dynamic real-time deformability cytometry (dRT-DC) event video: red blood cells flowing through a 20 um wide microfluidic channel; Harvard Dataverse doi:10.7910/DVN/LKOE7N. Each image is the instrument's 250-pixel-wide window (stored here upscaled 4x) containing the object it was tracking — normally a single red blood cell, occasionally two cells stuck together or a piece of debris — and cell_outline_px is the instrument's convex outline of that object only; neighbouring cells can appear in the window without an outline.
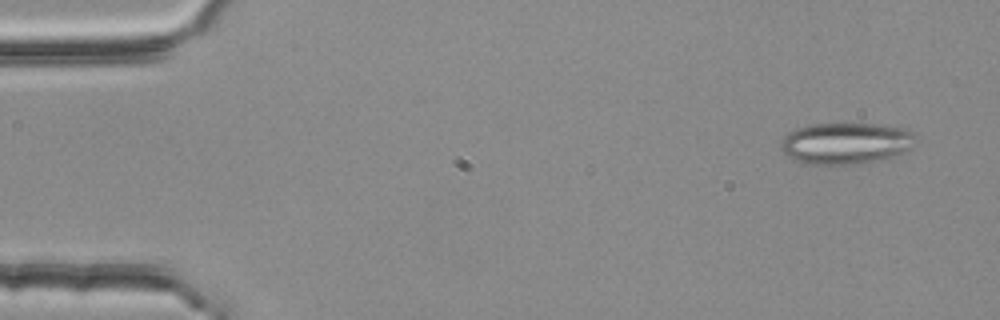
{"species": "common noctule bat (a hibernating species)", "species_latin": "Nyctalus noctula", "temperature_condition": "room temperature", "stored_images_in_passage": 6, "camera_frame_rate_fps": 3000, "um_per_image_px": 0.085, "animal": {"sex": "female", "body_mass_g": 25.1}, "frame": {"image": 1, "passage_image": 1, "time_ms": 0.0, "image_size_px": [1000, 320], "cell_outline_px": [[920, 140], [904, 152], [888, 160], [856, 164], [808, 164], [792, 160], [780, 148], [780, 140], [788, 132], [796, 128], [812, 124], [880, 124], [908, 128]], "centroid_in_image_um": [71.95, 12.18], "position_along_channel_um": 13.0, "area_um2": 33.35}}